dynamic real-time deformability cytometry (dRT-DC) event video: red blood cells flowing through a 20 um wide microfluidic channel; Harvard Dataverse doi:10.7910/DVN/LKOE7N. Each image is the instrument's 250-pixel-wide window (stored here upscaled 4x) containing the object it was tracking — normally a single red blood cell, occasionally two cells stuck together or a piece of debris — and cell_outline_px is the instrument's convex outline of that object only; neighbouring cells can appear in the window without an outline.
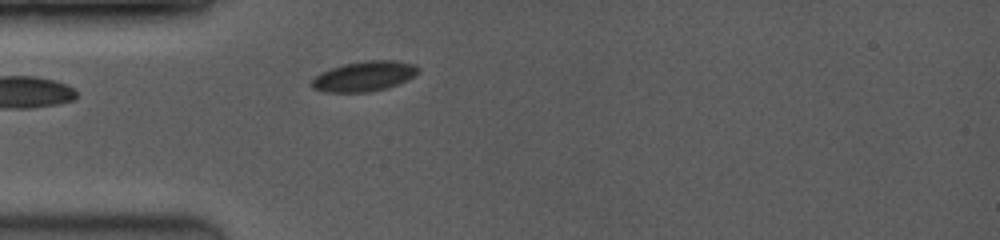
{"species": "common noctule bat (a hibernating species)", "species_latin": "Nyctalus noctula", "temperature_condition": "room temperature", "stored_images_in_passage": 8, "camera_frame_rate_fps": 3500, "um_per_image_px": 0.085, "animal": {"sex": "female", "body_mass_g": 19.0, "forearm_length_mm": 53.3}, "frame": {"image": 1, "passage_image": 1, "time_ms": 0.0, "image_size_px": [1000, 240], "cell_outline_px": [[420, 72], [408, 80], [388, 88], [368, 92], [324, 92], [312, 88], [308, 84], [316, 76], [332, 68], [344, 64], [368, 60], [396, 60], [412, 64], [420, 68]], "centroid_in_image_um": [30.98, 6.49], "position_along_channel_um": 54.0, "area_um2": 18.73}}
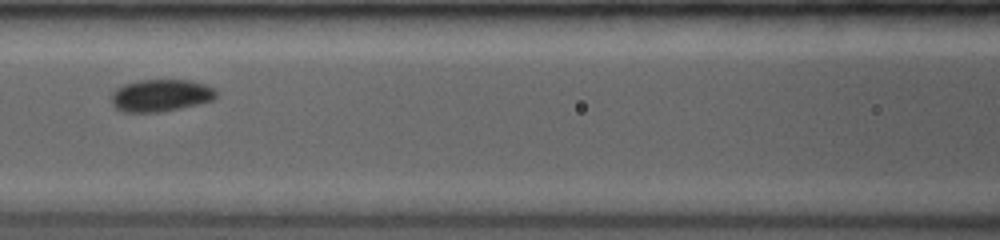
{"frame": {"image": 2, "passage_image": 5, "time_ms": 2.571, "image_size_px": [1000, 240], "cell_outline_px": [[216, 96], [212, 100], [180, 108], [160, 112], [120, 112], [112, 104], [112, 92], [116, 88], [124, 84], [140, 80], [188, 80], [204, 84], [212, 88], [216, 92]], "centroid_in_image_um": [13.61, 8.11], "position_along_channel_um": 153.0, "area_um2": 19.54}}
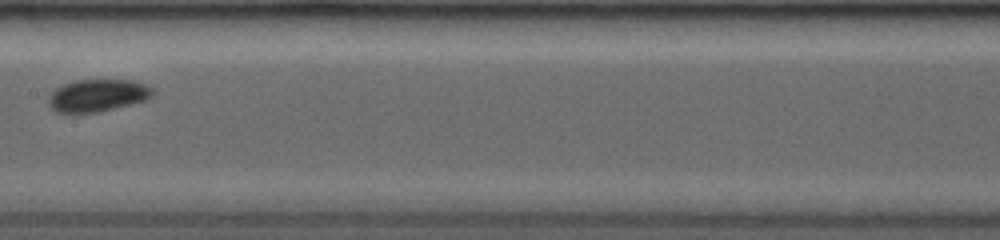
{"frame": {"image": 3, "passage_image": 7, "time_ms": 3.714, "image_size_px": [1000, 240], "cell_outline_px": [[152, 96], [144, 100], [100, 112], [56, 112], [48, 104], [48, 96], [56, 88], [72, 80], [132, 80], [144, 84], [152, 88]], "centroid_in_image_um": [8.26, 8.1], "position_along_channel_um": 199.1, "area_um2": 19.42}}